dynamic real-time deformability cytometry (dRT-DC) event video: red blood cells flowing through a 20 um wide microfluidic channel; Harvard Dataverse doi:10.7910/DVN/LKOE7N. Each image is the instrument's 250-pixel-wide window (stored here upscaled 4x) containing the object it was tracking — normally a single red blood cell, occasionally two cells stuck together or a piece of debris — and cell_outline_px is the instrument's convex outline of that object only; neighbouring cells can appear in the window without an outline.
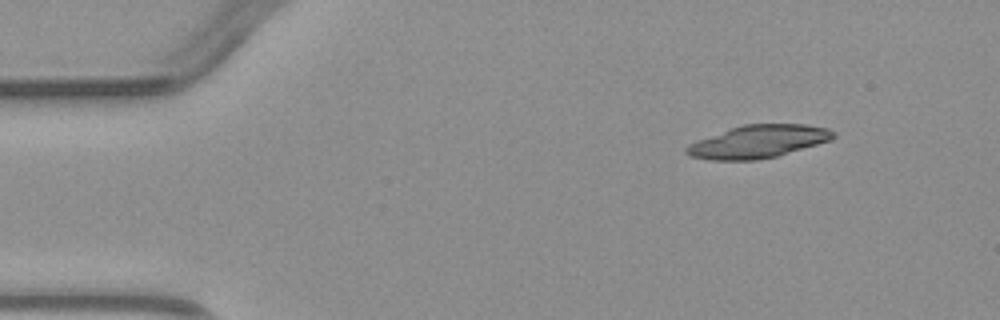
{"species": "common noctule bat (a hibernating species)", "species_latin": "Nyctalus noctula", "temperature_condition": "warm", "stored_images_in_passage": 4, "camera_frame_rate_fps": 3000, "um_per_image_px": 0.085, "animal": {"sex": "male", "body_mass_g": 23.1, "forearm_length_mm": 52.7}, "frame": {"image": 1, "passage_image": 1, "time_ms": 0.0, "image_size_px": [1000, 320], "cell_outline_px": [[836, 136], [832, 140], [776, 156], [756, 160], [712, 160], [688, 156], [684, 152], [684, 148], [688, 144], [732, 128], [744, 124], [808, 124], [828, 128], [836, 132]], "centroid_in_image_um": [64.48, 12.03], "position_along_channel_um": 20.5, "area_um2": 27.98}}
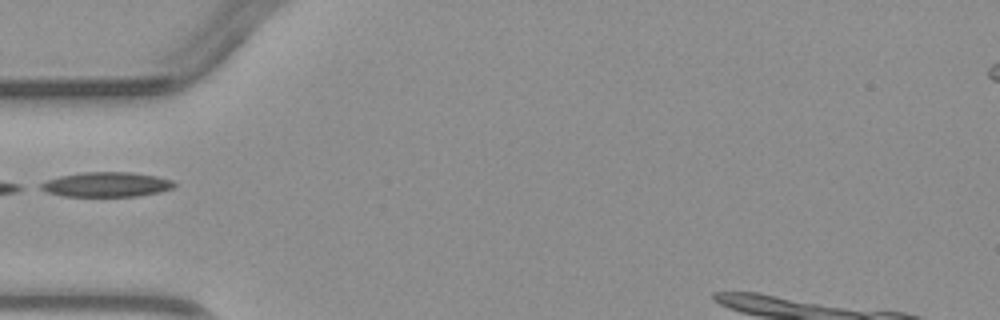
{"frame": {"image": 2, "passage_image": 4, "time_ms": 3.333, "image_size_px": [1000, 320], "cell_outline_px": [[176, 184], [172, 188], [160, 192], [136, 196], [64, 196], [48, 192], [40, 188], [40, 184], [48, 180], [60, 176], [84, 172], [132, 172], [156, 176], [172, 180]], "centroid_in_image_um": [9.08, 15.68], "position_along_channel_um": 75.9, "area_um2": 19.07}}